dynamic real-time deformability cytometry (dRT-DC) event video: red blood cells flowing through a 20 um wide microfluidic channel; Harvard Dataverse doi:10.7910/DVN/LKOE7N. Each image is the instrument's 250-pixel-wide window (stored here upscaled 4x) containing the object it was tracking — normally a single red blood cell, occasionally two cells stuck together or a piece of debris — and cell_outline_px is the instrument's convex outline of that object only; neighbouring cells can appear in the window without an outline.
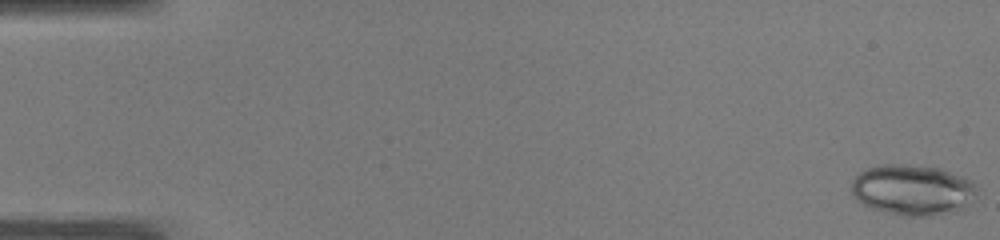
{"species": "common noctule bat (a hibernating species)", "species_latin": "Nyctalus noctula", "temperature_condition": "warm", "stored_images_in_passage": 13, "camera_frame_rate_fps": 3000, "um_per_image_px": 0.085, "animal": {"sex": "male", "body_mass_g": 19.0, "forearm_length_mm": 50.8}, "frame": {"image": 1, "passage_image": 1, "time_ms": 0.0, "image_size_px": [1000, 240], "cell_outline_px": [[976, 196], [952, 208], [928, 216], [900, 216], [872, 208], [864, 204], [852, 192], [852, 180], [856, 172], [880, 164], [900, 164], [940, 168], [964, 176], [972, 180], [976, 188]], "centroid_in_image_um": [77.48, 16.09], "position_along_channel_um": 7.5, "area_um2": 36.13}}